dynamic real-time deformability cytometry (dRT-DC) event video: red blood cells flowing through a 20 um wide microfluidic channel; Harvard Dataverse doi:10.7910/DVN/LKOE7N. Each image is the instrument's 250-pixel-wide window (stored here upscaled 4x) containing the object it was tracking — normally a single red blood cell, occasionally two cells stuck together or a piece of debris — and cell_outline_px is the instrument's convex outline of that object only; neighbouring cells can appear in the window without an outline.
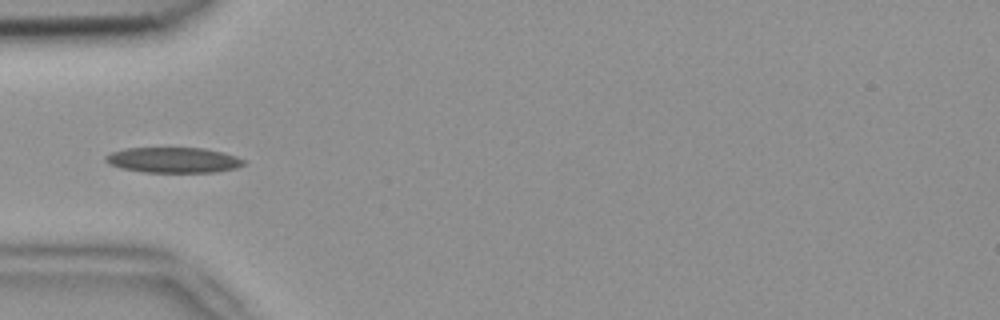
{"species": "common noctule bat (a hibernating species)", "species_latin": "Nyctalus noctula", "temperature_condition": "room temperature", "stored_images_in_passage": 1, "camera_frame_rate_fps": 3000, "um_per_image_px": 0.085, "animal": {"sex": "female", "body_mass_g": 18.4}, "frame": {"image": 1, "passage_image": 1, "time_ms": 0.0, "image_size_px": [1000, 320], "cell_outline_px": [[244, 164], [236, 168], [216, 172], [144, 172], [120, 168], [108, 164], [104, 160], [104, 156], [112, 152], [124, 148], [204, 148], [236, 156], [244, 160]], "centroid_in_image_um": [14.69, 13.6], "position_along_channel_um": 70.3, "area_um2": 20.46}}